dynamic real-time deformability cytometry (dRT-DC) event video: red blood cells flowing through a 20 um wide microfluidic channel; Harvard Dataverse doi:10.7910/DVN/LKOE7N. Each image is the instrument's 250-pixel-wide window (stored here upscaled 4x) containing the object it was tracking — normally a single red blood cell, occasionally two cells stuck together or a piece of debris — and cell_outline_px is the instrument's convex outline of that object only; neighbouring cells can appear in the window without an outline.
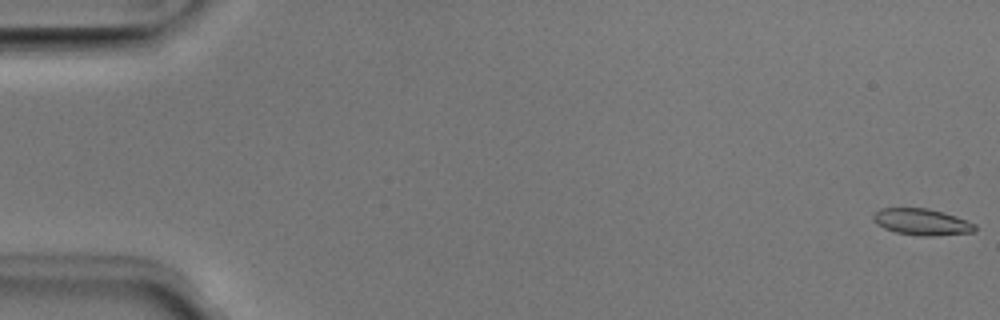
{"species": "Egyptian fruit bat (a non-hibernating species)", "species_latin": "Rousettus aegyptiacus", "temperature_condition": "room temperature", "stored_images_in_passage": 51, "camera_frame_rate_fps": 3000, "um_per_image_px": 0.085, "animal": {"sex": "male"}, "frame": {"image": 1, "passage_image": 1, "time_ms": 0.0, "image_size_px": [1000, 320], "cell_outline_px": [[976, 232], [932, 236], [920, 236], [896, 232], [884, 228], [876, 224], [872, 220], [872, 216], [880, 208], [928, 208], [956, 216], [968, 220], [976, 224]], "centroid_in_image_um": [78.37, 18.87], "position_along_channel_um": 6.6, "area_um2": 15.84}}
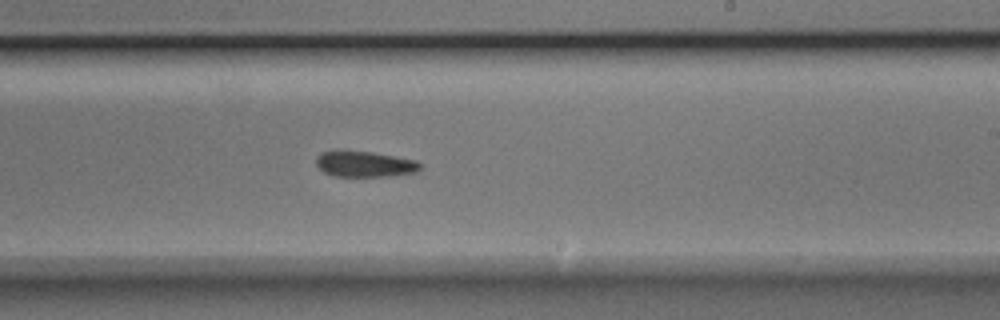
{"frame": {"image": 2, "passage_image": 31, "time_ms": 10.0, "image_size_px": [1000, 320], "cell_outline_px": [[420, 168], [416, 172], [388, 176], [332, 176], [324, 172], [316, 164], [316, 156], [320, 152], [372, 152], [416, 160], [420, 164]], "centroid_in_image_um": [31.0, 13.96], "position_along_channel_um": 258.0, "area_um2": 15.26}}
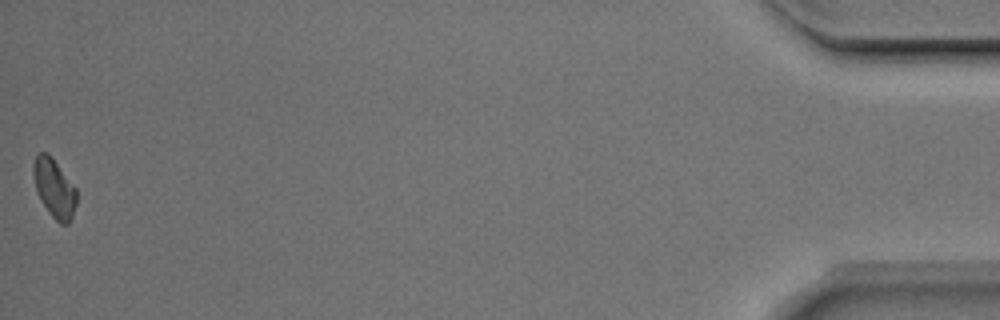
{"frame": {"image": 3, "passage_image": 51, "time_ms": 16.667, "image_size_px": [1000, 320], "cell_outline_px": [[76, 204], [72, 216], [68, 224], [60, 224], [48, 212], [40, 200], [36, 192], [32, 172], [32, 164], [36, 156], [40, 152], [48, 152], [76, 188]], "centroid_in_image_um": [4.58, 15.99], "position_along_channel_um": 430.6, "area_um2": 14.85}, "authors_computed_cell_mechanics": {"area_um2": 15.8372, "velocity_mm_per_s": 4.0151, "shape_relaxation_time_tau1_ms": 3.5125, "shape_relaxation_time_tau2_ms": null, "deformation_change_tau1": 0.0836, "deformation_change_tau2": null}}